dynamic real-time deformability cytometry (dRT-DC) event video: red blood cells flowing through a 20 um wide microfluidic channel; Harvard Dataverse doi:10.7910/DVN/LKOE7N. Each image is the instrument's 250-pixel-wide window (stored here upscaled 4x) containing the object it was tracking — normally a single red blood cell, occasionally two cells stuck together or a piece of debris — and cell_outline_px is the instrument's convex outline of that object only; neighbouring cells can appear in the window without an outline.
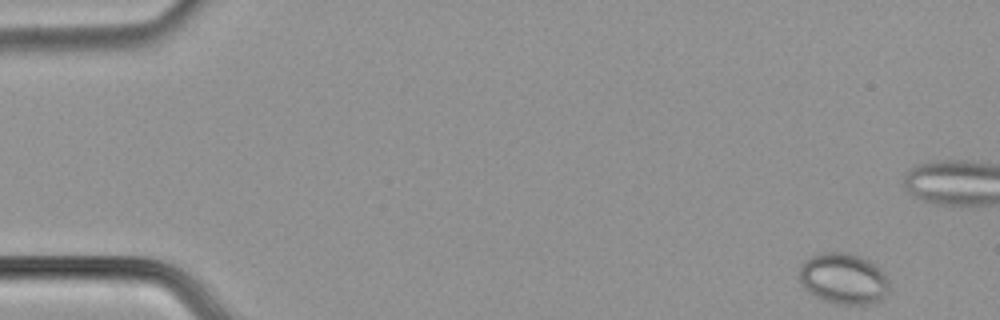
{"species": "common noctule bat (a hibernating species)", "species_latin": "Nyctalus noctula", "temperature_condition": "cold", "stored_images_in_passage": 5, "camera_frame_rate_fps": 3000, "um_per_image_px": 0.085, "animal": {"sex": "male", "body_mass_g": 21.5, "forearm_length_mm": 52.0}, "frame": {"image": 1, "passage_image": 1, "time_ms": 0.0, "image_size_px": [1000, 320], "cell_outline_px": [[888, 292], [880, 300], [868, 304], [836, 304], [824, 300], [808, 292], [804, 288], [800, 280], [800, 264], [804, 260], [812, 256], [824, 252], [848, 252], [860, 256], [868, 260], [880, 268], [884, 272], [888, 280]], "centroid_in_image_um": [71.69, 23.67], "position_along_channel_um": 13.3, "area_um2": 26.76}}